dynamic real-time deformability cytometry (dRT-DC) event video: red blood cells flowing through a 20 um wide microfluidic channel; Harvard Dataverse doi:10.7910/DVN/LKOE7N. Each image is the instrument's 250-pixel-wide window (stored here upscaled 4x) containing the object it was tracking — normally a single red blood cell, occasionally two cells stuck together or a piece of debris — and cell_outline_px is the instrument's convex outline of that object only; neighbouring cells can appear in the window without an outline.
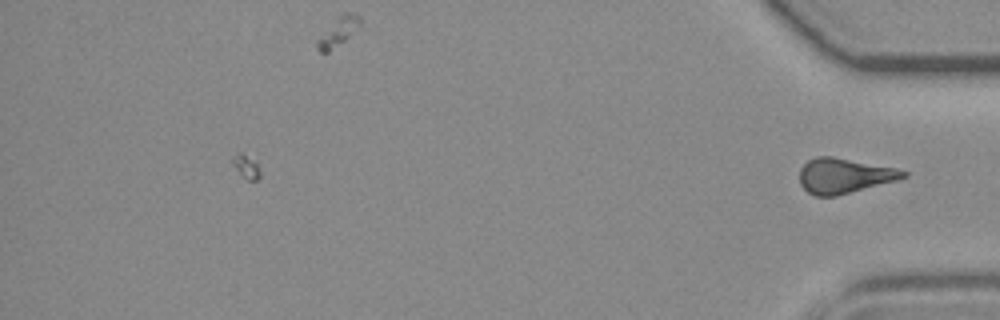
{"species": "common noctule bat (a hibernating species)", "species_latin": "Nyctalus noctula", "temperature_condition": "room temperature", "stored_images_in_passage": 54, "camera_frame_rate_fps": 3000, "um_per_image_px": 0.085, "animal": {"sex": "female", "body_mass_g": 19.3, "forearm_length_mm": 54.1}, "frame": {"image": 1, "passage_image": 54, "time_ms": 17.667, "image_size_px": [1000, 320], "cell_outline_px": [[908, 176], [896, 180], [836, 196], [816, 196], [808, 192], [800, 184], [800, 168], [808, 160], [816, 156], [832, 156], [896, 168], [908, 172]], "centroid_in_image_um": [71.74, 14.93], "position_along_channel_um": 363.5, "area_um2": 21.04}}